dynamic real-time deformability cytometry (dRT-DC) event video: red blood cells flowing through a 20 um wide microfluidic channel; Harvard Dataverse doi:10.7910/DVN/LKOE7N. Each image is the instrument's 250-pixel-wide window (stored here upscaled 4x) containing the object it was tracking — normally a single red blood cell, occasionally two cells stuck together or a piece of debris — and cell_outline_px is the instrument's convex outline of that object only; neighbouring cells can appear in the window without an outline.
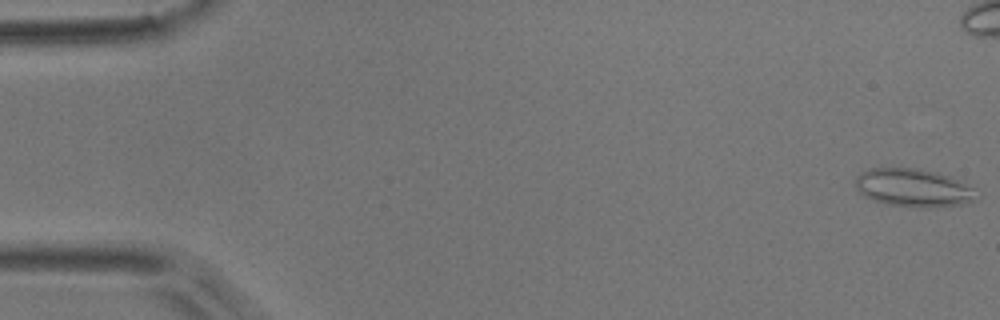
{"species": "common noctule bat (a hibernating species)", "species_latin": "Nyctalus noctula", "temperature_condition": "room temperature", "stored_images_in_passage": 8, "camera_frame_rate_fps": 3000, "um_per_image_px": 0.085, "animal": {"sex": "male", "body_mass_g": 17.9}, "frame": {"image": 1, "passage_image": 1, "time_ms": 0.0, "image_size_px": [1000, 320], "cell_outline_px": [[976, 200], [960, 204], [928, 208], [924, 208], [888, 204], [864, 196], [856, 188], [856, 176], [860, 172], [872, 168], [916, 168], [936, 172], [960, 180], [972, 188]], "centroid_in_image_um": [77.61, 15.95], "position_along_channel_um": 7.4, "area_um2": 26.53}}